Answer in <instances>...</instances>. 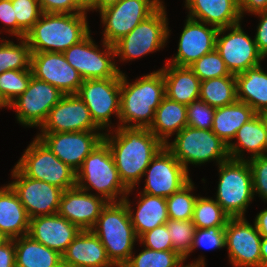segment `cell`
Returning <instances> with one entry per match:
<instances>
[{
    "instance_id": "cell-35",
    "label": "cell",
    "mask_w": 267,
    "mask_h": 267,
    "mask_svg": "<svg viewBox=\"0 0 267 267\" xmlns=\"http://www.w3.org/2000/svg\"><path fill=\"white\" fill-rule=\"evenodd\" d=\"M0 74L8 70H31V50L26 38H18V44L0 38Z\"/></svg>"
},
{
    "instance_id": "cell-18",
    "label": "cell",
    "mask_w": 267,
    "mask_h": 267,
    "mask_svg": "<svg viewBox=\"0 0 267 267\" xmlns=\"http://www.w3.org/2000/svg\"><path fill=\"white\" fill-rule=\"evenodd\" d=\"M104 131L38 133L36 135L62 162L77 171L103 141Z\"/></svg>"
},
{
    "instance_id": "cell-9",
    "label": "cell",
    "mask_w": 267,
    "mask_h": 267,
    "mask_svg": "<svg viewBox=\"0 0 267 267\" xmlns=\"http://www.w3.org/2000/svg\"><path fill=\"white\" fill-rule=\"evenodd\" d=\"M15 166L27 177L66 190L76 186V171L62 162L39 138L25 149Z\"/></svg>"
},
{
    "instance_id": "cell-31",
    "label": "cell",
    "mask_w": 267,
    "mask_h": 267,
    "mask_svg": "<svg viewBox=\"0 0 267 267\" xmlns=\"http://www.w3.org/2000/svg\"><path fill=\"white\" fill-rule=\"evenodd\" d=\"M187 126V106L166 96L156 108L154 119L148 128L164 145L172 135Z\"/></svg>"
},
{
    "instance_id": "cell-14",
    "label": "cell",
    "mask_w": 267,
    "mask_h": 267,
    "mask_svg": "<svg viewBox=\"0 0 267 267\" xmlns=\"http://www.w3.org/2000/svg\"><path fill=\"white\" fill-rule=\"evenodd\" d=\"M64 94L51 84L31 77L27 90L13 101L9 108L15 109L19 124L26 127H41L49 111Z\"/></svg>"
},
{
    "instance_id": "cell-1",
    "label": "cell",
    "mask_w": 267,
    "mask_h": 267,
    "mask_svg": "<svg viewBox=\"0 0 267 267\" xmlns=\"http://www.w3.org/2000/svg\"><path fill=\"white\" fill-rule=\"evenodd\" d=\"M103 141L110 149L121 182L130 191L139 186L152 158L164 146L148 128L137 127L119 126L105 132Z\"/></svg>"
},
{
    "instance_id": "cell-11",
    "label": "cell",
    "mask_w": 267,
    "mask_h": 267,
    "mask_svg": "<svg viewBox=\"0 0 267 267\" xmlns=\"http://www.w3.org/2000/svg\"><path fill=\"white\" fill-rule=\"evenodd\" d=\"M76 94L88 107L92 120L102 131L116 128L111 122V116L117 119L120 116L121 72L115 78L83 80Z\"/></svg>"
},
{
    "instance_id": "cell-7",
    "label": "cell",
    "mask_w": 267,
    "mask_h": 267,
    "mask_svg": "<svg viewBox=\"0 0 267 267\" xmlns=\"http://www.w3.org/2000/svg\"><path fill=\"white\" fill-rule=\"evenodd\" d=\"M189 172L188 165L201 166L215 161L217 165L228 160V145L212 130L186 126L164 145Z\"/></svg>"
},
{
    "instance_id": "cell-33",
    "label": "cell",
    "mask_w": 267,
    "mask_h": 267,
    "mask_svg": "<svg viewBox=\"0 0 267 267\" xmlns=\"http://www.w3.org/2000/svg\"><path fill=\"white\" fill-rule=\"evenodd\" d=\"M16 267H57L62 255L33 240L29 235L14 238Z\"/></svg>"
},
{
    "instance_id": "cell-45",
    "label": "cell",
    "mask_w": 267,
    "mask_h": 267,
    "mask_svg": "<svg viewBox=\"0 0 267 267\" xmlns=\"http://www.w3.org/2000/svg\"><path fill=\"white\" fill-rule=\"evenodd\" d=\"M252 173L253 193L267 202V154L248 159Z\"/></svg>"
},
{
    "instance_id": "cell-4",
    "label": "cell",
    "mask_w": 267,
    "mask_h": 267,
    "mask_svg": "<svg viewBox=\"0 0 267 267\" xmlns=\"http://www.w3.org/2000/svg\"><path fill=\"white\" fill-rule=\"evenodd\" d=\"M91 231L100 239L115 267H123L138 241L125 203L108 202Z\"/></svg>"
},
{
    "instance_id": "cell-21",
    "label": "cell",
    "mask_w": 267,
    "mask_h": 267,
    "mask_svg": "<svg viewBox=\"0 0 267 267\" xmlns=\"http://www.w3.org/2000/svg\"><path fill=\"white\" fill-rule=\"evenodd\" d=\"M184 25L179 37L177 53L166 63L189 67L203 55L215 49L218 28L188 17Z\"/></svg>"
},
{
    "instance_id": "cell-56",
    "label": "cell",
    "mask_w": 267,
    "mask_h": 267,
    "mask_svg": "<svg viewBox=\"0 0 267 267\" xmlns=\"http://www.w3.org/2000/svg\"><path fill=\"white\" fill-rule=\"evenodd\" d=\"M185 261L183 263H181L178 267H205L206 263H205V257L204 256H199L198 259H195L192 263H188V264H184Z\"/></svg>"
},
{
    "instance_id": "cell-26",
    "label": "cell",
    "mask_w": 267,
    "mask_h": 267,
    "mask_svg": "<svg viewBox=\"0 0 267 267\" xmlns=\"http://www.w3.org/2000/svg\"><path fill=\"white\" fill-rule=\"evenodd\" d=\"M130 193L132 191L129 190L123 202L128 208L131 223L138 239L155 227L166 224L169 219L166 198L139 192L137 194L139 201H137L135 210L129 200Z\"/></svg>"
},
{
    "instance_id": "cell-20",
    "label": "cell",
    "mask_w": 267,
    "mask_h": 267,
    "mask_svg": "<svg viewBox=\"0 0 267 267\" xmlns=\"http://www.w3.org/2000/svg\"><path fill=\"white\" fill-rule=\"evenodd\" d=\"M32 75L58 88L64 95L76 94L83 83L81 75L67 62L63 53L31 52Z\"/></svg>"
},
{
    "instance_id": "cell-27",
    "label": "cell",
    "mask_w": 267,
    "mask_h": 267,
    "mask_svg": "<svg viewBox=\"0 0 267 267\" xmlns=\"http://www.w3.org/2000/svg\"><path fill=\"white\" fill-rule=\"evenodd\" d=\"M228 145L229 157L236 160H248L267 154V133L260 114H256L242 125L234 140ZM249 152L250 156H245ZM247 157V158H246Z\"/></svg>"
},
{
    "instance_id": "cell-51",
    "label": "cell",
    "mask_w": 267,
    "mask_h": 267,
    "mask_svg": "<svg viewBox=\"0 0 267 267\" xmlns=\"http://www.w3.org/2000/svg\"><path fill=\"white\" fill-rule=\"evenodd\" d=\"M239 7L241 17L244 18V14L250 15L260 11L267 10V0H239Z\"/></svg>"
},
{
    "instance_id": "cell-2",
    "label": "cell",
    "mask_w": 267,
    "mask_h": 267,
    "mask_svg": "<svg viewBox=\"0 0 267 267\" xmlns=\"http://www.w3.org/2000/svg\"><path fill=\"white\" fill-rule=\"evenodd\" d=\"M165 97V82L160 69L129 82L121 72L119 126L149 128L156 108Z\"/></svg>"
},
{
    "instance_id": "cell-55",
    "label": "cell",
    "mask_w": 267,
    "mask_h": 267,
    "mask_svg": "<svg viewBox=\"0 0 267 267\" xmlns=\"http://www.w3.org/2000/svg\"><path fill=\"white\" fill-rule=\"evenodd\" d=\"M261 267H267V238L262 237L261 246Z\"/></svg>"
},
{
    "instance_id": "cell-42",
    "label": "cell",
    "mask_w": 267,
    "mask_h": 267,
    "mask_svg": "<svg viewBox=\"0 0 267 267\" xmlns=\"http://www.w3.org/2000/svg\"><path fill=\"white\" fill-rule=\"evenodd\" d=\"M17 19V39L26 37L42 11L38 0H11Z\"/></svg>"
},
{
    "instance_id": "cell-3",
    "label": "cell",
    "mask_w": 267,
    "mask_h": 267,
    "mask_svg": "<svg viewBox=\"0 0 267 267\" xmlns=\"http://www.w3.org/2000/svg\"><path fill=\"white\" fill-rule=\"evenodd\" d=\"M86 13H42L26 34L31 52L63 53L90 33Z\"/></svg>"
},
{
    "instance_id": "cell-10",
    "label": "cell",
    "mask_w": 267,
    "mask_h": 267,
    "mask_svg": "<svg viewBox=\"0 0 267 267\" xmlns=\"http://www.w3.org/2000/svg\"><path fill=\"white\" fill-rule=\"evenodd\" d=\"M91 34L63 52L67 62L83 80L115 78L122 71L115 64L113 45L101 39L100 45L103 47L101 50L93 41Z\"/></svg>"
},
{
    "instance_id": "cell-30",
    "label": "cell",
    "mask_w": 267,
    "mask_h": 267,
    "mask_svg": "<svg viewBox=\"0 0 267 267\" xmlns=\"http://www.w3.org/2000/svg\"><path fill=\"white\" fill-rule=\"evenodd\" d=\"M237 100L249 105L257 114L267 110V71L262 65L236 74Z\"/></svg>"
},
{
    "instance_id": "cell-43",
    "label": "cell",
    "mask_w": 267,
    "mask_h": 267,
    "mask_svg": "<svg viewBox=\"0 0 267 267\" xmlns=\"http://www.w3.org/2000/svg\"><path fill=\"white\" fill-rule=\"evenodd\" d=\"M216 108L198 99L187 105V126L212 130Z\"/></svg>"
},
{
    "instance_id": "cell-32",
    "label": "cell",
    "mask_w": 267,
    "mask_h": 267,
    "mask_svg": "<svg viewBox=\"0 0 267 267\" xmlns=\"http://www.w3.org/2000/svg\"><path fill=\"white\" fill-rule=\"evenodd\" d=\"M256 114L249 105L236 100L232 104L216 108L212 131L229 145L234 140L239 128Z\"/></svg>"
},
{
    "instance_id": "cell-28",
    "label": "cell",
    "mask_w": 267,
    "mask_h": 267,
    "mask_svg": "<svg viewBox=\"0 0 267 267\" xmlns=\"http://www.w3.org/2000/svg\"><path fill=\"white\" fill-rule=\"evenodd\" d=\"M30 218L9 184L0 187V231L8 238L28 235Z\"/></svg>"
},
{
    "instance_id": "cell-5",
    "label": "cell",
    "mask_w": 267,
    "mask_h": 267,
    "mask_svg": "<svg viewBox=\"0 0 267 267\" xmlns=\"http://www.w3.org/2000/svg\"><path fill=\"white\" fill-rule=\"evenodd\" d=\"M76 186L87 192L95 190V194L107 202H122L129 191L121 182L110 149L104 141L76 171Z\"/></svg>"
},
{
    "instance_id": "cell-41",
    "label": "cell",
    "mask_w": 267,
    "mask_h": 267,
    "mask_svg": "<svg viewBox=\"0 0 267 267\" xmlns=\"http://www.w3.org/2000/svg\"><path fill=\"white\" fill-rule=\"evenodd\" d=\"M189 68L200 81L232 75L216 49L203 55L190 65Z\"/></svg>"
},
{
    "instance_id": "cell-40",
    "label": "cell",
    "mask_w": 267,
    "mask_h": 267,
    "mask_svg": "<svg viewBox=\"0 0 267 267\" xmlns=\"http://www.w3.org/2000/svg\"><path fill=\"white\" fill-rule=\"evenodd\" d=\"M32 76L31 70H8L0 74V93L9 105L27 90Z\"/></svg>"
},
{
    "instance_id": "cell-37",
    "label": "cell",
    "mask_w": 267,
    "mask_h": 267,
    "mask_svg": "<svg viewBox=\"0 0 267 267\" xmlns=\"http://www.w3.org/2000/svg\"><path fill=\"white\" fill-rule=\"evenodd\" d=\"M192 179L177 192L166 198L168 218L172 220H192L194 205L198 195ZM193 191V192H192Z\"/></svg>"
},
{
    "instance_id": "cell-57",
    "label": "cell",
    "mask_w": 267,
    "mask_h": 267,
    "mask_svg": "<svg viewBox=\"0 0 267 267\" xmlns=\"http://www.w3.org/2000/svg\"><path fill=\"white\" fill-rule=\"evenodd\" d=\"M9 104L5 101V99L3 98V96L0 93V109L2 108H9Z\"/></svg>"
},
{
    "instance_id": "cell-58",
    "label": "cell",
    "mask_w": 267,
    "mask_h": 267,
    "mask_svg": "<svg viewBox=\"0 0 267 267\" xmlns=\"http://www.w3.org/2000/svg\"><path fill=\"white\" fill-rule=\"evenodd\" d=\"M261 117H262V120L265 124V129H266V133H267V110L260 113Z\"/></svg>"
},
{
    "instance_id": "cell-22",
    "label": "cell",
    "mask_w": 267,
    "mask_h": 267,
    "mask_svg": "<svg viewBox=\"0 0 267 267\" xmlns=\"http://www.w3.org/2000/svg\"><path fill=\"white\" fill-rule=\"evenodd\" d=\"M107 201L77 186L66 189L60 199L58 214L80 230H91Z\"/></svg>"
},
{
    "instance_id": "cell-6",
    "label": "cell",
    "mask_w": 267,
    "mask_h": 267,
    "mask_svg": "<svg viewBox=\"0 0 267 267\" xmlns=\"http://www.w3.org/2000/svg\"><path fill=\"white\" fill-rule=\"evenodd\" d=\"M219 181L216 202L230 217H245L254 200L252 173L248 160L229 158L218 165Z\"/></svg>"
},
{
    "instance_id": "cell-17",
    "label": "cell",
    "mask_w": 267,
    "mask_h": 267,
    "mask_svg": "<svg viewBox=\"0 0 267 267\" xmlns=\"http://www.w3.org/2000/svg\"><path fill=\"white\" fill-rule=\"evenodd\" d=\"M225 231V248L233 267H261L262 236L246 217L229 218Z\"/></svg>"
},
{
    "instance_id": "cell-52",
    "label": "cell",
    "mask_w": 267,
    "mask_h": 267,
    "mask_svg": "<svg viewBox=\"0 0 267 267\" xmlns=\"http://www.w3.org/2000/svg\"><path fill=\"white\" fill-rule=\"evenodd\" d=\"M253 223L260 235L267 238V208L257 213Z\"/></svg>"
},
{
    "instance_id": "cell-38",
    "label": "cell",
    "mask_w": 267,
    "mask_h": 267,
    "mask_svg": "<svg viewBox=\"0 0 267 267\" xmlns=\"http://www.w3.org/2000/svg\"><path fill=\"white\" fill-rule=\"evenodd\" d=\"M132 253L123 267H178L184 259L173 250L154 251L144 248L138 255Z\"/></svg>"
},
{
    "instance_id": "cell-49",
    "label": "cell",
    "mask_w": 267,
    "mask_h": 267,
    "mask_svg": "<svg viewBox=\"0 0 267 267\" xmlns=\"http://www.w3.org/2000/svg\"><path fill=\"white\" fill-rule=\"evenodd\" d=\"M252 15H257L260 20L256 28V33L254 36V41L257 45L258 51L263 55L264 58L267 57V10L260 11Z\"/></svg>"
},
{
    "instance_id": "cell-53",
    "label": "cell",
    "mask_w": 267,
    "mask_h": 267,
    "mask_svg": "<svg viewBox=\"0 0 267 267\" xmlns=\"http://www.w3.org/2000/svg\"><path fill=\"white\" fill-rule=\"evenodd\" d=\"M95 0H72L73 4L83 13L94 11Z\"/></svg>"
},
{
    "instance_id": "cell-25",
    "label": "cell",
    "mask_w": 267,
    "mask_h": 267,
    "mask_svg": "<svg viewBox=\"0 0 267 267\" xmlns=\"http://www.w3.org/2000/svg\"><path fill=\"white\" fill-rule=\"evenodd\" d=\"M68 267H115L100 239L91 230H81L62 254Z\"/></svg>"
},
{
    "instance_id": "cell-19",
    "label": "cell",
    "mask_w": 267,
    "mask_h": 267,
    "mask_svg": "<svg viewBox=\"0 0 267 267\" xmlns=\"http://www.w3.org/2000/svg\"><path fill=\"white\" fill-rule=\"evenodd\" d=\"M38 133L101 131L77 94H65L49 111Z\"/></svg>"
},
{
    "instance_id": "cell-15",
    "label": "cell",
    "mask_w": 267,
    "mask_h": 267,
    "mask_svg": "<svg viewBox=\"0 0 267 267\" xmlns=\"http://www.w3.org/2000/svg\"><path fill=\"white\" fill-rule=\"evenodd\" d=\"M143 177L146 179L140 192L164 198L170 197L191 180L190 173L165 146L152 158Z\"/></svg>"
},
{
    "instance_id": "cell-46",
    "label": "cell",
    "mask_w": 267,
    "mask_h": 267,
    "mask_svg": "<svg viewBox=\"0 0 267 267\" xmlns=\"http://www.w3.org/2000/svg\"><path fill=\"white\" fill-rule=\"evenodd\" d=\"M138 241L139 244L143 245V248L145 247L154 251L173 250L166 224L155 227L154 229L144 233Z\"/></svg>"
},
{
    "instance_id": "cell-50",
    "label": "cell",
    "mask_w": 267,
    "mask_h": 267,
    "mask_svg": "<svg viewBox=\"0 0 267 267\" xmlns=\"http://www.w3.org/2000/svg\"><path fill=\"white\" fill-rule=\"evenodd\" d=\"M0 267H16L13 239H7L0 245Z\"/></svg>"
},
{
    "instance_id": "cell-44",
    "label": "cell",
    "mask_w": 267,
    "mask_h": 267,
    "mask_svg": "<svg viewBox=\"0 0 267 267\" xmlns=\"http://www.w3.org/2000/svg\"><path fill=\"white\" fill-rule=\"evenodd\" d=\"M225 227H212L207 229L196 228L191 253L197 248L222 249L225 248Z\"/></svg>"
},
{
    "instance_id": "cell-29",
    "label": "cell",
    "mask_w": 267,
    "mask_h": 267,
    "mask_svg": "<svg viewBox=\"0 0 267 267\" xmlns=\"http://www.w3.org/2000/svg\"><path fill=\"white\" fill-rule=\"evenodd\" d=\"M160 70L167 98L186 106L199 99L201 81L189 67L165 63Z\"/></svg>"
},
{
    "instance_id": "cell-13",
    "label": "cell",
    "mask_w": 267,
    "mask_h": 267,
    "mask_svg": "<svg viewBox=\"0 0 267 267\" xmlns=\"http://www.w3.org/2000/svg\"><path fill=\"white\" fill-rule=\"evenodd\" d=\"M215 49L234 75L260 65L265 59L258 51L254 38L244 32L241 22L218 29Z\"/></svg>"
},
{
    "instance_id": "cell-12",
    "label": "cell",
    "mask_w": 267,
    "mask_h": 267,
    "mask_svg": "<svg viewBox=\"0 0 267 267\" xmlns=\"http://www.w3.org/2000/svg\"><path fill=\"white\" fill-rule=\"evenodd\" d=\"M162 0H120L115 5L99 12L103 29V41L115 44L140 22L152 15L162 4Z\"/></svg>"
},
{
    "instance_id": "cell-24",
    "label": "cell",
    "mask_w": 267,
    "mask_h": 267,
    "mask_svg": "<svg viewBox=\"0 0 267 267\" xmlns=\"http://www.w3.org/2000/svg\"><path fill=\"white\" fill-rule=\"evenodd\" d=\"M187 17L212 26L225 28L240 23L239 0H185Z\"/></svg>"
},
{
    "instance_id": "cell-34",
    "label": "cell",
    "mask_w": 267,
    "mask_h": 267,
    "mask_svg": "<svg viewBox=\"0 0 267 267\" xmlns=\"http://www.w3.org/2000/svg\"><path fill=\"white\" fill-rule=\"evenodd\" d=\"M199 99L214 108L234 103L237 100L236 76L201 81Z\"/></svg>"
},
{
    "instance_id": "cell-36",
    "label": "cell",
    "mask_w": 267,
    "mask_h": 267,
    "mask_svg": "<svg viewBox=\"0 0 267 267\" xmlns=\"http://www.w3.org/2000/svg\"><path fill=\"white\" fill-rule=\"evenodd\" d=\"M229 218L215 199L201 197L198 194L192 217V222L196 228L225 227Z\"/></svg>"
},
{
    "instance_id": "cell-8",
    "label": "cell",
    "mask_w": 267,
    "mask_h": 267,
    "mask_svg": "<svg viewBox=\"0 0 267 267\" xmlns=\"http://www.w3.org/2000/svg\"><path fill=\"white\" fill-rule=\"evenodd\" d=\"M164 4L113 44L115 58L119 57L123 63L134 61L166 46L171 30Z\"/></svg>"
},
{
    "instance_id": "cell-47",
    "label": "cell",
    "mask_w": 267,
    "mask_h": 267,
    "mask_svg": "<svg viewBox=\"0 0 267 267\" xmlns=\"http://www.w3.org/2000/svg\"><path fill=\"white\" fill-rule=\"evenodd\" d=\"M0 22L4 24L5 33L17 37V19L11 0H0Z\"/></svg>"
},
{
    "instance_id": "cell-60",
    "label": "cell",
    "mask_w": 267,
    "mask_h": 267,
    "mask_svg": "<svg viewBox=\"0 0 267 267\" xmlns=\"http://www.w3.org/2000/svg\"><path fill=\"white\" fill-rule=\"evenodd\" d=\"M57 267H68L66 264H63V263H61L59 266H57Z\"/></svg>"
},
{
    "instance_id": "cell-54",
    "label": "cell",
    "mask_w": 267,
    "mask_h": 267,
    "mask_svg": "<svg viewBox=\"0 0 267 267\" xmlns=\"http://www.w3.org/2000/svg\"><path fill=\"white\" fill-rule=\"evenodd\" d=\"M120 0H95L94 1V10L97 12L102 11L103 9L115 5Z\"/></svg>"
},
{
    "instance_id": "cell-16",
    "label": "cell",
    "mask_w": 267,
    "mask_h": 267,
    "mask_svg": "<svg viewBox=\"0 0 267 267\" xmlns=\"http://www.w3.org/2000/svg\"><path fill=\"white\" fill-rule=\"evenodd\" d=\"M8 183L18 195L29 218L58 213L63 189L25 176L15 165Z\"/></svg>"
},
{
    "instance_id": "cell-39",
    "label": "cell",
    "mask_w": 267,
    "mask_h": 267,
    "mask_svg": "<svg viewBox=\"0 0 267 267\" xmlns=\"http://www.w3.org/2000/svg\"><path fill=\"white\" fill-rule=\"evenodd\" d=\"M166 225L171 238L173 251L177 252L186 261L191 253L196 226L192 220L180 221L172 219H168Z\"/></svg>"
},
{
    "instance_id": "cell-23",
    "label": "cell",
    "mask_w": 267,
    "mask_h": 267,
    "mask_svg": "<svg viewBox=\"0 0 267 267\" xmlns=\"http://www.w3.org/2000/svg\"><path fill=\"white\" fill-rule=\"evenodd\" d=\"M81 230L58 213L30 219L28 235L61 255Z\"/></svg>"
},
{
    "instance_id": "cell-48",
    "label": "cell",
    "mask_w": 267,
    "mask_h": 267,
    "mask_svg": "<svg viewBox=\"0 0 267 267\" xmlns=\"http://www.w3.org/2000/svg\"><path fill=\"white\" fill-rule=\"evenodd\" d=\"M42 13H80L72 0H38Z\"/></svg>"
},
{
    "instance_id": "cell-59",
    "label": "cell",
    "mask_w": 267,
    "mask_h": 267,
    "mask_svg": "<svg viewBox=\"0 0 267 267\" xmlns=\"http://www.w3.org/2000/svg\"><path fill=\"white\" fill-rule=\"evenodd\" d=\"M8 238L0 231V245L4 243Z\"/></svg>"
}]
</instances>
